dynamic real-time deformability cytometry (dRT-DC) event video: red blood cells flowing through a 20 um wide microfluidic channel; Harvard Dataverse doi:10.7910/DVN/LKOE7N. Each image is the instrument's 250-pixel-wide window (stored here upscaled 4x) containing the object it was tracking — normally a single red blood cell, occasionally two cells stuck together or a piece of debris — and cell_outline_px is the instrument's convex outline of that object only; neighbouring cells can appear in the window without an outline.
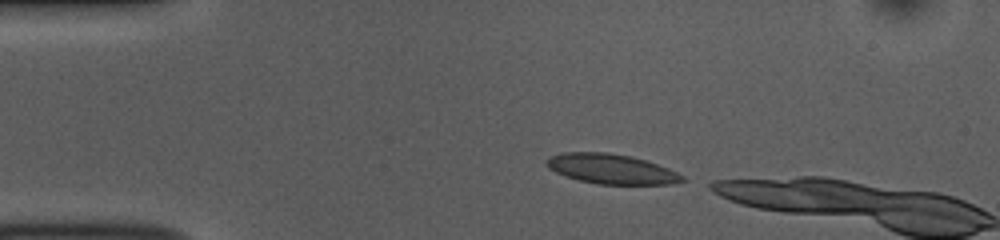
{"species": "common noctule bat (a hibernating species)", "species_latin": "Nyctalus noctula", "temperature_condition": "room temperature", "stored_images_in_passage": 5, "camera_frame_rate_fps": 3000, "um_per_image_px": 0.085, "animal": {"sex": "female", "body_mass_g": 10.0, "forearm_length_mm": 53.1}, "frame": {"image": 1, "passage_image": 1, "time_ms": 0.0, "image_size_px": [1000, 240], "cell_outline_px": [[684, 180], [672, 184], [596, 184], [564, 176], [548, 168], [544, 164], [544, 160], [548, 156], [564, 152], [608, 152], [632, 156], [668, 168], [684, 176]], "centroid_in_image_um": [51.89, 14.35], "position_along_channel_um": 33.1, "area_um2": 23.7}}